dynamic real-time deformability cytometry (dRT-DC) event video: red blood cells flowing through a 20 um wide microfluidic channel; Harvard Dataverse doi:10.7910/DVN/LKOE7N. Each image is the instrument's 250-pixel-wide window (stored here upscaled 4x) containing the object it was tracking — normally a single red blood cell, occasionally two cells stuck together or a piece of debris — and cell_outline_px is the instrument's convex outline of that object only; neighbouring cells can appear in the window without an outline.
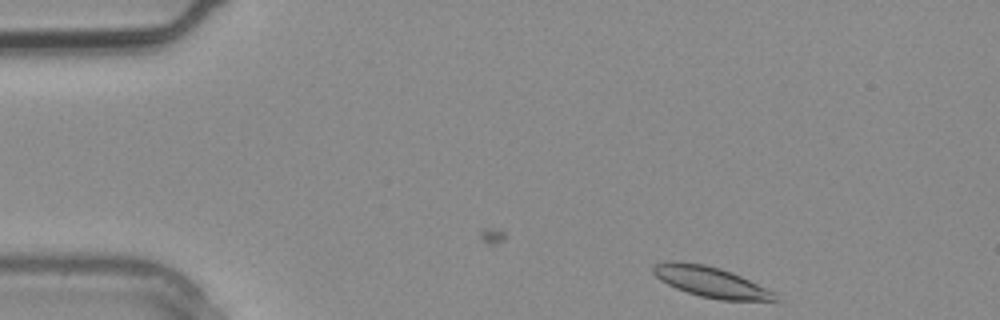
{"species": "common noctule bat (a hibernating species)", "species_latin": "Nyctalus noctula", "temperature_condition": "warm", "stored_images_in_passage": 3, "segment_of_instrument_passage": [1, 2], "camera_frame_rate_fps": 3000, "um_per_image_px": 0.085, "animal": {"sex": "male", "body_mass_g": 20.4}, "frame": {"image": 1, "passage_image": 1, "time_ms": 0.0, "image_size_px": [1000, 320], "cell_outline_px": [[776, 300], [720, 300], [700, 296], [676, 288], [660, 280], [652, 272], [652, 264], [668, 260], [672, 260], [704, 264], [720, 268], [732, 272], [776, 292]], "centroid_in_image_um": [60.37, 23.94], "position_along_channel_um": 24.6, "area_um2": 21.68}}